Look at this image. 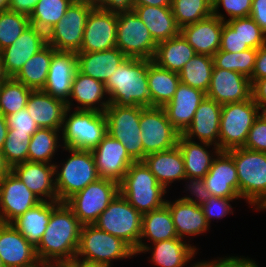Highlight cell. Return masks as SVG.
<instances>
[{
  "label": "cell",
  "instance_id": "cell-30",
  "mask_svg": "<svg viewBox=\"0 0 266 267\" xmlns=\"http://www.w3.org/2000/svg\"><path fill=\"white\" fill-rule=\"evenodd\" d=\"M25 109L39 128L61 130L67 104L43 90H32Z\"/></svg>",
  "mask_w": 266,
  "mask_h": 267
},
{
  "label": "cell",
  "instance_id": "cell-64",
  "mask_svg": "<svg viewBox=\"0 0 266 267\" xmlns=\"http://www.w3.org/2000/svg\"><path fill=\"white\" fill-rule=\"evenodd\" d=\"M10 167L6 164L2 151L0 150V181L10 171Z\"/></svg>",
  "mask_w": 266,
  "mask_h": 267
},
{
  "label": "cell",
  "instance_id": "cell-26",
  "mask_svg": "<svg viewBox=\"0 0 266 267\" xmlns=\"http://www.w3.org/2000/svg\"><path fill=\"white\" fill-rule=\"evenodd\" d=\"M74 102L77 104H74ZM66 104L67 108H74V110L104 112L110 102L103 82L86 76L77 70L72 82L71 95Z\"/></svg>",
  "mask_w": 266,
  "mask_h": 267
},
{
  "label": "cell",
  "instance_id": "cell-1",
  "mask_svg": "<svg viewBox=\"0 0 266 267\" xmlns=\"http://www.w3.org/2000/svg\"><path fill=\"white\" fill-rule=\"evenodd\" d=\"M83 224L61 202L52 212L47 228L35 247L38 260L64 266L76 257Z\"/></svg>",
  "mask_w": 266,
  "mask_h": 267
},
{
  "label": "cell",
  "instance_id": "cell-12",
  "mask_svg": "<svg viewBox=\"0 0 266 267\" xmlns=\"http://www.w3.org/2000/svg\"><path fill=\"white\" fill-rule=\"evenodd\" d=\"M119 194V184L110 179L99 178L83 190L73 194L65 204L83 224H94L100 214Z\"/></svg>",
  "mask_w": 266,
  "mask_h": 267
},
{
  "label": "cell",
  "instance_id": "cell-44",
  "mask_svg": "<svg viewBox=\"0 0 266 267\" xmlns=\"http://www.w3.org/2000/svg\"><path fill=\"white\" fill-rule=\"evenodd\" d=\"M32 89L9 77L0 89V113L5 117L25 109Z\"/></svg>",
  "mask_w": 266,
  "mask_h": 267
},
{
  "label": "cell",
  "instance_id": "cell-35",
  "mask_svg": "<svg viewBox=\"0 0 266 267\" xmlns=\"http://www.w3.org/2000/svg\"><path fill=\"white\" fill-rule=\"evenodd\" d=\"M134 12L143 21L153 39L159 43L180 34L171 6H133Z\"/></svg>",
  "mask_w": 266,
  "mask_h": 267
},
{
  "label": "cell",
  "instance_id": "cell-53",
  "mask_svg": "<svg viewBox=\"0 0 266 267\" xmlns=\"http://www.w3.org/2000/svg\"><path fill=\"white\" fill-rule=\"evenodd\" d=\"M6 121L10 129H14L16 132L28 133L30 136L39 129L26 109H22L17 113L6 116Z\"/></svg>",
  "mask_w": 266,
  "mask_h": 267
},
{
  "label": "cell",
  "instance_id": "cell-22",
  "mask_svg": "<svg viewBox=\"0 0 266 267\" xmlns=\"http://www.w3.org/2000/svg\"><path fill=\"white\" fill-rule=\"evenodd\" d=\"M76 71V53L56 50L52 56L43 91L67 103Z\"/></svg>",
  "mask_w": 266,
  "mask_h": 267
},
{
  "label": "cell",
  "instance_id": "cell-3",
  "mask_svg": "<svg viewBox=\"0 0 266 267\" xmlns=\"http://www.w3.org/2000/svg\"><path fill=\"white\" fill-rule=\"evenodd\" d=\"M167 191L143 161L133 162L119 183V193L141 214L165 205Z\"/></svg>",
  "mask_w": 266,
  "mask_h": 267
},
{
  "label": "cell",
  "instance_id": "cell-34",
  "mask_svg": "<svg viewBox=\"0 0 266 267\" xmlns=\"http://www.w3.org/2000/svg\"><path fill=\"white\" fill-rule=\"evenodd\" d=\"M178 238L172 216L168 206L142 214L141 237L138 247L134 250L138 254L147 246V243ZM147 239V242H146Z\"/></svg>",
  "mask_w": 266,
  "mask_h": 267
},
{
  "label": "cell",
  "instance_id": "cell-67",
  "mask_svg": "<svg viewBox=\"0 0 266 267\" xmlns=\"http://www.w3.org/2000/svg\"><path fill=\"white\" fill-rule=\"evenodd\" d=\"M9 10V0H0V12Z\"/></svg>",
  "mask_w": 266,
  "mask_h": 267
},
{
  "label": "cell",
  "instance_id": "cell-33",
  "mask_svg": "<svg viewBox=\"0 0 266 267\" xmlns=\"http://www.w3.org/2000/svg\"><path fill=\"white\" fill-rule=\"evenodd\" d=\"M177 145L182 152L186 176L200 179L208 173L213 159L220 151L215 145L192 141L182 134L178 137Z\"/></svg>",
  "mask_w": 266,
  "mask_h": 267
},
{
  "label": "cell",
  "instance_id": "cell-25",
  "mask_svg": "<svg viewBox=\"0 0 266 267\" xmlns=\"http://www.w3.org/2000/svg\"><path fill=\"white\" fill-rule=\"evenodd\" d=\"M205 97V92L180 82L173 98L162 107L179 134H183L191 125L195 112Z\"/></svg>",
  "mask_w": 266,
  "mask_h": 267
},
{
  "label": "cell",
  "instance_id": "cell-59",
  "mask_svg": "<svg viewBox=\"0 0 266 267\" xmlns=\"http://www.w3.org/2000/svg\"><path fill=\"white\" fill-rule=\"evenodd\" d=\"M252 99L262 112H266V78L252 83Z\"/></svg>",
  "mask_w": 266,
  "mask_h": 267
},
{
  "label": "cell",
  "instance_id": "cell-61",
  "mask_svg": "<svg viewBox=\"0 0 266 267\" xmlns=\"http://www.w3.org/2000/svg\"><path fill=\"white\" fill-rule=\"evenodd\" d=\"M134 6H171V0H133Z\"/></svg>",
  "mask_w": 266,
  "mask_h": 267
},
{
  "label": "cell",
  "instance_id": "cell-9",
  "mask_svg": "<svg viewBox=\"0 0 266 267\" xmlns=\"http://www.w3.org/2000/svg\"><path fill=\"white\" fill-rule=\"evenodd\" d=\"M107 120V133L119 140L129 156L135 161H143L144 147L141 140V106L109 104L104 111Z\"/></svg>",
  "mask_w": 266,
  "mask_h": 267
},
{
  "label": "cell",
  "instance_id": "cell-39",
  "mask_svg": "<svg viewBox=\"0 0 266 267\" xmlns=\"http://www.w3.org/2000/svg\"><path fill=\"white\" fill-rule=\"evenodd\" d=\"M55 51L52 46L46 44L23 65L13 78L32 90H43Z\"/></svg>",
  "mask_w": 266,
  "mask_h": 267
},
{
  "label": "cell",
  "instance_id": "cell-29",
  "mask_svg": "<svg viewBox=\"0 0 266 267\" xmlns=\"http://www.w3.org/2000/svg\"><path fill=\"white\" fill-rule=\"evenodd\" d=\"M178 238L187 241L190 237L206 234L210 225L207 223L202 208L194 203L179 199L166 200Z\"/></svg>",
  "mask_w": 266,
  "mask_h": 267
},
{
  "label": "cell",
  "instance_id": "cell-16",
  "mask_svg": "<svg viewBox=\"0 0 266 267\" xmlns=\"http://www.w3.org/2000/svg\"><path fill=\"white\" fill-rule=\"evenodd\" d=\"M117 13L93 8L86 20L79 52H100L116 47Z\"/></svg>",
  "mask_w": 266,
  "mask_h": 267
},
{
  "label": "cell",
  "instance_id": "cell-23",
  "mask_svg": "<svg viewBox=\"0 0 266 267\" xmlns=\"http://www.w3.org/2000/svg\"><path fill=\"white\" fill-rule=\"evenodd\" d=\"M11 171L41 201H58L55 188L54 164L26 161L14 165Z\"/></svg>",
  "mask_w": 266,
  "mask_h": 267
},
{
  "label": "cell",
  "instance_id": "cell-11",
  "mask_svg": "<svg viewBox=\"0 0 266 267\" xmlns=\"http://www.w3.org/2000/svg\"><path fill=\"white\" fill-rule=\"evenodd\" d=\"M93 8L91 1L74 0L65 15L46 34L47 44L57 51L77 54L83 42L87 17Z\"/></svg>",
  "mask_w": 266,
  "mask_h": 267
},
{
  "label": "cell",
  "instance_id": "cell-2",
  "mask_svg": "<svg viewBox=\"0 0 266 267\" xmlns=\"http://www.w3.org/2000/svg\"><path fill=\"white\" fill-rule=\"evenodd\" d=\"M152 62L127 57L105 83L110 104L151 107L147 72Z\"/></svg>",
  "mask_w": 266,
  "mask_h": 267
},
{
  "label": "cell",
  "instance_id": "cell-56",
  "mask_svg": "<svg viewBox=\"0 0 266 267\" xmlns=\"http://www.w3.org/2000/svg\"><path fill=\"white\" fill-rule=\"evenodd\" d=\"M94 8L120 13L133 10V0H93Z\"/></svg>",
  "mask_w": 266,
  "mask_h": 267
},
{
  "label": "cell",
  "instance_id": "cell-48",
  "mask_svg": "<svg viewBox=\"0 0 266 267\" xmlns=\"http://www.w3.org/2000/svg\"><path fill=\"white\" fill-rule=\"evenodd\" d=\"M246 43L249 48L258 49L266 44V35L259 25L249 16L236 18L226 22Z\"/></svg>",
  "mask_w": 266,
  "mask_h": 267
},
{
  "label": "cell",
  "instance_id": "cell-38",
  "mask_svg": "<svg viewBox=\"0 0 266 267\" xmlns=\"http://www.w3.org/2000/svg\"><path fill=\"white\" fill-rule=\"evenodd\" d=\"M147 78L151 107H163L167 104L180 84L179 73L161 68L155 62L149 65Z\"/></svg>",
  "mask_w": 266,
  "mask_h": 267
},
{
  "label": "cell",
  "instance_id": "cell-14",
  "mask_svg": "<svg viewBox=\"0 0 266 267\" xmlns=\"http://www.w3.org/2000/svg\"><path fill=\"white\" fill-rule=\"evenodd\" d=\"M141 140L145 156L169 150L178 143L179 132L172 126L162 107H142Z\"/></svg>",
  "mask_w": 266,
  "mask_h": 267
},
{
  "label": "cell",
  "instance_id": "cell-55",
  "mask_svg": "<svg viewBox=\"0 0 266 267\" xmlns=\"http://www.w3.org/2000/svg\"><path fill=\"white\" fill-rule=\"evenodd\" d=\"M217 258V259H216ZM215 259H211V261L208 259L207 261V267H259L257 265L258 263L250 259L248 256L245 257L242 255V257L236 256V255H228L224 257H216Z\"/></svg>",
  "mask_w": 266,
  "mask_h": 267
},
{
  "label": "cell",
  "instance_id": "cell-24",
  "mask_svg": "<svg viewBox=\"0 0 266 267\" xmlns=\"http://www.w3.org/2000/svg\"><path fill=\"white\" fill-rule=\"evenodd\" d=\"M190 242L187 243L184 239L174 238L147 244L139 255L150 253L148 261L157 267H187V264L194 263L195 260L193 259L199 251L198 247Z\"/></svg>",
  "mask_w": 266,
  "mask_h": 267
},
{
  "label": "cell",
  "instance_id": "cell-63",
  "mask_svg": "<svg viewBox=\"0 0 266 267\" xmlns=\"http://www.w3.org/2000/svg\"><path fill=\"white\" fill-rule=\"evenodd\" d=\"M8 129L6 117L0 113V150H2L5 139L7 138Z\"/></svg>",
  "mask_w": 266,
  "mask_h": 267
},
{
  "label": "cell",
  "instance_id": "cell-65",
  "mask_svg": "<svg viewBox=\"0 0 266 267\" xmlns=\"http://www.w3.org/2000/svg\"><path fill=\"white\" fill-rule=\"evenodd\" d=\"M28 267H57V265L50 262L38 260L35 264Z\"/></svg>",
  "mask_w": 266,
  "mask_h": 267
},
{
  "label": "cell",
  "instance_id": "cell-41",
  "mask_svg": "<svg viewBox=\"0 0 266 267\" xmlns=\"http://www.w3.org/2000/svg\"><path fill=\"white\" fill-rule=\"evenodd\" d=\"M213 69V57L197 54L179 72L180 82L207 93Z\"/></svg>",
  "mask_w": 266,
  "mask_h": 267
},
{
  "label": "cell",
  "instance_id": "cell-27",
  "mask_svg": "<svg viewBox=\"0 0 266 267\" xmlns=\"http://www.w3.org/2000/svg\"><path fill=\"white\" fill-rule=\"evenodd\" d=\"M221 104L207 96L198 106L191 125L182 134L189 140L206 142L219 148Z\"/></svg>",
  "mask_w": 266,
  "mask_h": 267
},
{
  "label": "cell",
  "instance_id": "cell-13",
  "mask_svg": "<svg viewBox=\"0 0 266 267\" xmlns=\"http://www.w3.org/2000/svg\"><path fill=\"white\" fill-rule=\"evenodd\" d=\"M157 44L134 10L117 13L116 47L128 58L153 60Z\"/></svg>",
  "mask_w": 266,
  "mask_h": 267
},
{
  "label": "cell",
  "instance_id": "cell-31",
  "mask_svg": "<svg viewBox=\"0 0 266 267\" xmlns=\"http://www.w3.org/2000/svg\"><path fill=\"white\" fill-rule=\"evenodd\" d=\"M76 56L77 70L104 84L127 59V56L117 47L100 52H78Z\"/></svg>",
  "mask_w": 266,
  "mask_h": 267
},
{
  "label": "cell",
  "instance_id": "cell-40",
  "mask_svg": "<svg viewBox=\"0 0 266 267\" xmlns=\"http://www.w3.org/2000/svg\"><path fill=\"white\" fill-rule=\"evenodd\" d=\"M61 143V130L39 128L30 139L28 161L54 164L55 155Z\"/></svg>",
  "mask_w": 266,
  "mask_h": 267
},
{
  "label": "cell",
  "instance_id": "cell-18",
  "mask_svg": "<svg viewBox=\"0 0 266 267\" xmlns=\"http://www.w3.org/2000/svg\"><path fill=\"white\" fill-rule=\"evenodd\" d=\"M46 44V33L29 25L10 46L0 51L5 73L9 77H14L23 65Z\"/></svg>",
  "mask_w": 266,
  "mask_h": 267
},
{
  "label": "cell",
  "instance_id": "cell-66",
  "mask_svg": "<svg viewBox=\"0 0 266 267\" xmlns=\"http://www.w3.org/2000/svg\"><path fill=\"white\" fill-rule=\"evenodd\" d=\"M9 78V76L5 73L4 67H3V61L0 55V83L6 81Z\"/></svg>",
  "mask_w": 266,
  "mask_h": 267
},
{
  "label": "cell",
  "instance_id": "cell-20",
  "mask_svg": "<svg viewBox=\"0 0 266 267\" xmlns=\"http://www.w3.org/2000/svg\"><path fill=\"white\" fill-rule=\"evenodd\" d=\"M203 179L212 196L241 198L239 196L237 168L233 157L227 151L218 152Z\"/></svg>",
  "mask_w": 266,
  "mask_h": 267
},
{
  "label": "cell",
  "instance_id": "cell-21",
  "mask_svg": "<svg viewBox=\"0 0 266 267\" xmlns=\"http://www.w3.org/2000/svg\"><path fill=\"white\" fill-rule=\"evenodd\" d=\"M0 258L4 267H28L38 261L35 247L11 223L2 222Z\"/></svg>",
  "mask_w": 266,
  "mask_h": 267
},
{
  "label": "cell",
  "instance_id": "cell-17",
  "mask_svg": "<svg viewBox=\"0 0 266 267\" xmlns=\"http://www.w3.org/2000/svg\"><path fill=\"white\" fill-rule=\"evenodd\" d=\"M96 170L100 178L110 179L118 184L122 181L130 165L135 162L125 146L108 133L92 150Z\"/></svg>",
  "mask_w": 266,
  "mask_h": 267
},
{
  "label": "cell",
  "instance_id": "cell-50",
  "mask_svg": "<svg viewBox=\"0 0 266 267\" xmlns=\"http://www.w3.org/2000/svg\"><path fill=\"white\" fill-rule=\"evenodd\" d=\"M241 198H221L211 196L204 204L201 205L207 223L211 226V221L214 219H222L228 214H234L233 207L230 202Z\"/></svg>",
  "mask_w": 266,
  "mask_h": 267
},
{
  "label": "cell",
  "instance_id": "cell-70",
  "mask_svg": "<svg viewBox=\"0 0 266 267\" xmlns=\"http://www.w3.org/2000/svg\"><path fill=\"white\" fill-rule=\"evenodd\" d=\"M0 267H4L1 258H0Z\"/></svg>",
  "mask_w": 266,
  "mask_h": 267
},
{
  "label": "cell",
  "instance_id": "cell-28",
  "mask_svg": "<svg viewBox=\"0 0 266 267\" xmlns=\"http://www.w3.org/2000/svg\"><path fill=\"white\" fill-rule=\"evenodd\" d=\"M224 21L214 15L184 26L180 34L193 47L197 54L213 57L220 50Z\"/></svg>",
  "mask_w": 266,
  "mask_h": 267
},
{
  "label": "cell",
  "instance_id": "cell-4",
  "mask_svg": "<svg viewBox=\"0 0 266 267\" xmlns=\"http://www.w3.org/2000/svg\"><path fill=\"white\" fill-rule=\"evenodd\" d=\"M227 152L237 168L239 196L259 211L266 204V153L244 147Z\"/></svg>",
  "mask_w": 266,
  "mask_h": 267
},
{
  "label": "cell",
  "instance_id": "cell-57",
  "mask_svg": "<svg viewBox=\"0 0 266 267\" xmlns=\"http://www.w3.org/2000/svg\"><path fill=\"white\" fill-rule=\"evenodd\" d=\"M250 17L266 35V0H252Z\"/></svg>",
  "mask_w": 266,
  "mask_h": 267
},
{
  "label": "cell",
  "instance_id": "cell-60",
  "mask_svg": "<svg viewBox=\"0 0 266 267\" xmlns=\"http://www.w3.org/2000/svg\"><path fill=\"white\" fill-rule=\"evenodd\" d=\"M39 0H9V10L30 17Z\"/></svg>",
  "mask_w": 266,
  "mask_h": 267
},
{
  "label": "cell",
  "instance_id": "cell-42",
  "mask_svg": "<svg viewBox=\"0 0 266 267\" xmlns=\"http://www.w3.org/2000/svg\"><path fill=\"white\" fill-rule=\"evenodd\" d=\"M74 0H39L30 15V24L39 30L48 31L65 15Z\"/></svg>",
  "mask_w": 266,
  "mask_h": 267
},
{
  "label": "cell",
  "instance_id": "cell-52",
  "mask_svg": "<svg viewBox=\"0 0 266 267\" xmlns=\"http://www.w3.org/2000/svg\"><path fill=\"white\" fill-rule=\"evenodd\" d=\"M182 180L184 183L187 182L184 185L186 191L184 190L183 192H188L187 194L190 195L178 197L177 199L201 206L212 196L206 188L204 179L185 176Z\"/></svg>",
  "mask_w": 266,
  "mask_h": 267
},
{
  "label": "cell",
  "instance_id": "cell-46",
  "mask_svg": "<svg viewBox=\"0 0 266 267\" xmlns=\"http://www.w3.org/2000/svg\"><path fill=\"white\" fill-rule=\"evenodd\" d=\"M31 136L28 133L16 132L14 129H8L2 154L6 164L10 169L19 163L28 161V148Z\"/></svg>",
  "mask_w": 266,
  "mask_h": 267
},
{
  "label": "cell",
  "instance_id": "cell-5",
  "mask_svg": "<svg viewBox=\"0 0 266 267\" xmlns=\"http://www.w3.org/2000/svg\"><path fill=\"white\" fill-rule=\"evenodd\" d=\"M61 150L67 151L70 155L65 160H60V164L54 163V175L58 202H65L100 177L92 151L71 148Z\"/></svg>",
  "mask_w": 266,
  "mask_h": 267
},
{
  "label": "cell",
  "instance_id": "cell-7",
  "mask_svg": "<svg viewBox=\"0 0 266 267\" xmlns=\"http://www.w3.org/2000/svg\"><path fill=\"white\" fill-rule=\"evenodd\" d=\"M134 256V249L123 239L104 232L94 224L82 226L76 258L113 267L114 261Z\"/></svg>",
  "mask_w": 266,
  "mask_h": 267
},
{
  "label": "cell",
  "instance_id": "cell-45",
  "mask_svg": "<svg viewBox=\"0 0 266 267\" xmlns=\"http://www.w3.org/2000/svg\"><path fill=\"white\" fill-rule=\"evenodd\" d=\"M257 49H247L239 53L218 51L213 55L214 66L225 70H231L248 77H252L255 66Z\"/></svg>",
  "mask_w": 266,
  "mask_h": 267
},
{
  "label": "cell",
  "instance_id": "cell-32",
  "mask_svg": "<svg viewBox=\"0 0 266 267\" xmlns=\"http://www.w3.org/2000/svg\"><path fill=\"white\" fill-rule=\"evenodd\" d=\"M143 162L168 192L172 183L181 182L186 176L182 152L178 145L169 150L149 154Z\"/></svg>",
  "mask_w": 266,
  "mask_h": 267
},
{
  "label": "cell",
  "instance_id": "cell-19",
  "mask_svg": "<svg viewBox=\"0 0 266 267\" xmlns=\"http://www.w3.org/2000/svg\"><path fill=\"white\" fill-rule=\"evenodd\" d=\"M206 96L221 105L245 101L252 97V84L241 73L214 66Z\"/></svg>",
  "mask_w": 266,
  "mask_h": 267
},
{
  "label": "cell",
  "instance_id": "cell-15",
  "mask_svg": "<svg viewBox=\"0 0 266 267\" xmlns=\"http://www.w3.org/2000/svg\"><path fill=\"white\" fill-rule=\"evenodd\" d=\"M41 200L10 170L0 181V222L12 223Z\"/></svg>",
  "mask_w": 266,
  "mask_h": 267
},
{
  "label": "cell",
  "instance_id": "cell-10",
  "mask_svg": "<svg viewBox=\"0 0 266 267\" xmlns=\"http://www.w3.org/2000/svg\"><path fill=\"white\" fill-rule=\"evenodd\" d=\"M94 225L123 239L135 250L141 237L142 214L119 193Z\"/></svg>",
  "mask_w": 266,
  "mask_h": 267
},
{
  "label": "cell",
  "instance_id": "cell-68",
  "mask_svg": "<svg viewBox=\"0 0 266 267\" xmlns=\"http://www.w3.org/2000/svg\"><path fill=\"white\" fill-rule=\"evenodd\" d=\"M188 267H207V261L206 260H202L199 262L196 261L195 263L188 265Z\"/></svg>",
  "mask_w": 266,
  "mask_h": 267
},
{
  "label": "cell",
  "instance_id": "cell-8",
  "mask_svg": "<svg viewBox=\"0 0 266 267\" xmlns=\"http://www.w3.org/2000/svg\"><path fill=\"white\" fill-rule=\"evenodd\" d=\"M252 97L248 100L221 106L219 150L243 147L249 130L262 112Z\"/></svg>",
  "mask_w": 266,
  "mask_h": 267
},
{
  "label": "cell",
  "instance_id": "cell-62",
  "mask_svg": "<svg viewBox=\"0 0 266 267\" xmlns=\"http://www.w3.org/2000/svg\"><path fill=\"white\" fill-rule=\"evenodd\" d=\"M64 267H110V266L104 264L86 262L75 257L71 261L66 263Z\"/></svg>",
  "mask_w": 266,
  "mask_h": 267
},
{
  "label": "cell",
  "instance_id": "cell-54",
  "mask_svg": "<svg viewBox=\"0 0 266 267\" xmlns=\"http://www.w3.org/2000/svg\"><path fill=\"white\" fill-rule=\"evenodd\" d=\"M247 49L250 48L246 43H243L238 33H236L226 22H224L219 51L239 53Z\"/></svg>",
  "mask_w": 266,
  "mask_h": 267
},
{
  "label": "cell",
  "instance_id": "cell-47",
  "mask_svg": "<svg viewBox=\"0 0 266 267\" xmlns=\"http://www.w3.org/2000/svg\"><path fill=\"white\" fill-rule=\"evenodd\" d=\"M29 25L26 15L10 10L0 12V51L10 46Z\"/></svg>",
  "mask_w": 266,
  "mask_h": 267
},
{
  "label": "cell",
  "instance_id": "cell-49",
  "mask_svg": "<svg viewBox=\"0 0 266 267\" xmlns=\"http://www.w3.org/2000/svg\"><path fill=\"white\" fill-rule=\"evenodd\" d=\"M213 15L220 20L227 22L236 18L249 17L252 7V0H212ZM225 10L226 15L220 11ZM227 18V19H226Z\"/></svg>",
  "mask_w": 266,
  "mask_h": 267
},
{
  "label": "cell",
  "instance_id": "cell-6",
  "mask_svg": "<svg viewBox=\"0 0 266 267\" xmlns=\"http://www.w3.org/2000/svg\"><path fill=\"white\" fill-rule=\"evenodd\" d=\"M107 134L104 112L67 108L61 129L63 148L92 151Z\"/></svg>",
  "mask_w": 266,
  "mask_h": 267
},
{
  "label": "cell",
  "instance_id": "cell-51",
  "mask_svg": "<svg viewBox=\"0 0 266 267\" xmlns=\"http://www.w3.org/2000/svg\"><path fill=\"white\" fill-rule=\"evenodd\" d=\"M252 151L266 153V113L261 112L249 130L246 142L243 146Z\"/></svg>",
  "mask_w": 266,
  "mask_h": 267
},
{
  "label": "cell",
  "instance_id": "cell-69",
  "mask_svg": "<svg viewBox=\"0 0 266 267\" xmlns=\"http://www.w3.org/2000/svg\"><path fill=\"white\" fill-rule=\"evenodd\" d=\"M263 210H266V204L259 211H263Z\"/></svg>",
  "mask_w": 266,
  "mask_h": 267
},
{
  "label": "cell",
  "instance_id": "cell-36",
  "mask_svg": "<svg viewBox=\"0 0 266 267\" xmlns=\"http://www.w3.org/2000/svg\"><path fill=\"white\" fill-rule=\"evenodd\" d=\"M58 201H41L16 218L11 224L36 247L50 220L51 212L60 204Z\"/></svg>",
  "mask_w": 266,
  "mask_h": 267
},
{
  "label": "cell",
  "instance_id": "cell-37",
  "mask_svg": "<svg viewBox=\"0 0 266 267\" xmlns=\"http://www.w3.org/2000/svg\"><path fill=\"white\" fill-rule=\"evenodd\" d=\"M195 55L197 53L193 47L179 34L157 44L153 62L161 68L179 73Z\"/></svg>",
  "mask_w": 266,
  "mask_h": 267
},
{
  "label": "cell",
  "instance_id": "cell-58",
  "mask_svg": "<svg viewBox=\"0 0 266 267\" xmlns=\"http://www.w3.org/2000/svg\"><path fill=\"white\" fill-rule=\"evenodd\" d=\"M266 78V44L257 49L255 66L250 78L251 84L258 79Z\"/></svg>",
  "mask_w": 266,
  "mask_h": 267
},
{
  "label": "cell",
  "instance_id": "cell-43",
  "mask_svg": "<svg viewBox=\"0 0 266 267\" xmlns=\"http://www.w3.org/2000/svg\"><path fill=\"white\" fill-rule=\"evenodd\" d=\"M171 9L180 29L213 15L212 0H171Z\"/></svg>",
  "mask_w": 266,
  "mask_h": 267
}]
</instances>
